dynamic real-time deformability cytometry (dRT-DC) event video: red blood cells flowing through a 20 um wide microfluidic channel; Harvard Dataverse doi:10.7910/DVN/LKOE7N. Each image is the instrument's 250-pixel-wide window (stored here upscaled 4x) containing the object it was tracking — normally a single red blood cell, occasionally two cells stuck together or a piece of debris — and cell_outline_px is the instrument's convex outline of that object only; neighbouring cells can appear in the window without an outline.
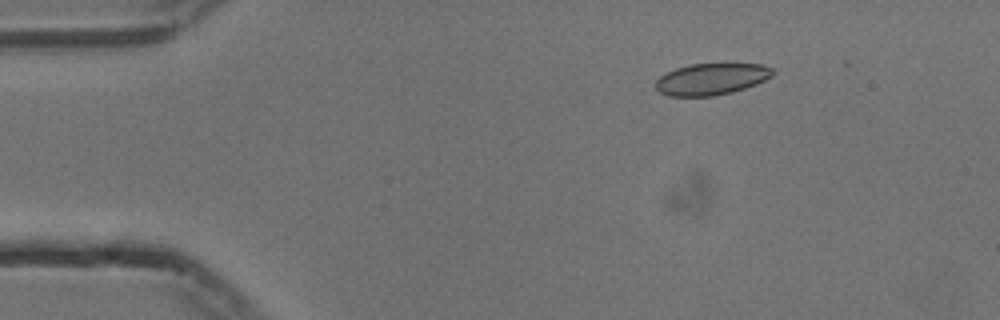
{"species": "common noctule bat (a hibernating species)", "species_latin": "Nyctalus noctula", "temperature_condition": "cold", "stored_images_in_passage": 10, "camera_frame_rate_fps": 3000, "um_per_image_px": 0.085, "animal": {"sex": "male", "body_mass_g": 13.3}, "frame": {"image": 1, "passage_image": 4, "time_ms": 1.0, "image_size_px": [1000, 320], "cell_outline_px": [[776, 72], [772, 76], [756, 84], [732, 92], [712, 96], [668, 96], [660, 92], [656, 88], [656, 80], [660, 76], [676, 68], [692, 64], [764, 64], [772, 68]], "centroid_in_image_um": [60.49, 6.72], "position_along_channel_um": 24.5, "area_um2": 21.44}}